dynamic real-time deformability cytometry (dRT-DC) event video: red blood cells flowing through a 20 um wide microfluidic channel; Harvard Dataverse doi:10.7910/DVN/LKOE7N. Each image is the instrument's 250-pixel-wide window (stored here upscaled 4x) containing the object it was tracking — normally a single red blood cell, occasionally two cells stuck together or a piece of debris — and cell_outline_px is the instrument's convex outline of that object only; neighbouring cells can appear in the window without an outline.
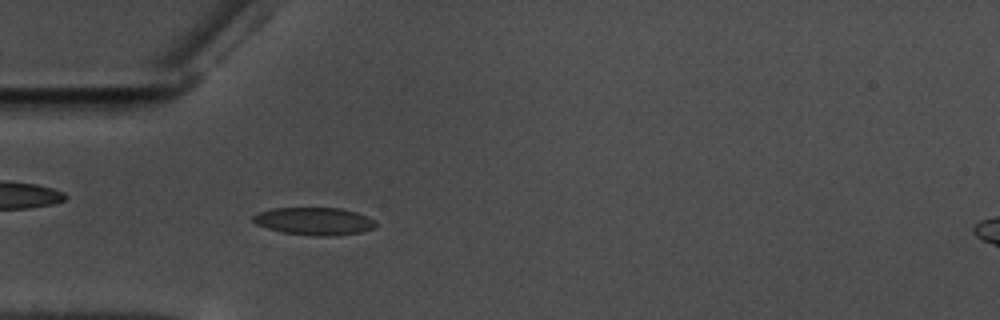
{"species": "common noctule bat (a hibernating species)", "species_latin": "Nyctalus noctula", "temperature_condition": "warm", "stored_images_in_passage": 57, "camera_frame_rate_fps": 3000, "um_per_image_px": 0.085, "animal": {"sex": "male", "body_mass_g": 17.5, "forearm_length_mm": 52.3}, "frame": {"image": 1, "passage_image": 17, "time_ms": 5.333, "image_size_px": [1000, 320], "cell_outline_px": [[376, 228], [360, 232], [336, 236], [316, 236], [284, 232], [268, 228], [256, 224], [252, 220], [252, 216], [260, 212], [272, 208], [340, 208], [356, 212], [372, 220], [376, 224]], "centroid_in_image_um": [26.7, 18.8], "position_along_channel_um": 58.3, "area_um2": 19.54}}
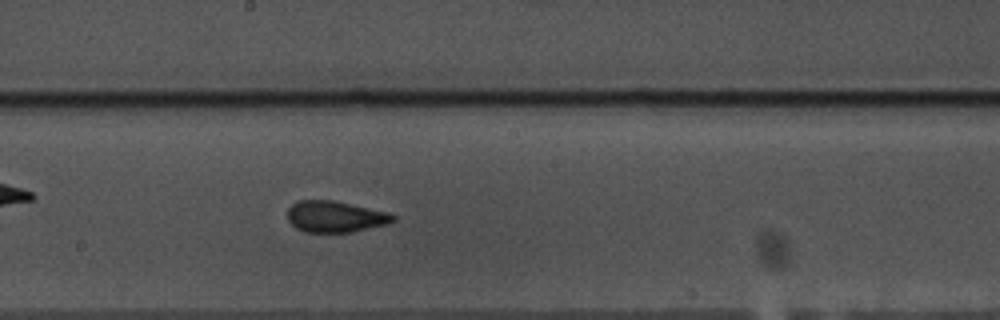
{"frame": {"image": 2, "passage_image": 31, "time_ms": 10.0, "image_size_px": [1000, 320], "cell_outline_px": [[396, 220], [388, 224], [352, 232], [304, 232], [296, 228], [288, 220], [288, 208], [292, 204], [300, 200], [332, 200], [388, 212], [396, 216]], "centroid_in_image_um": [28.5, 18.42], "position_along_channel_um": 219.7, "area_um2": 19.25}}
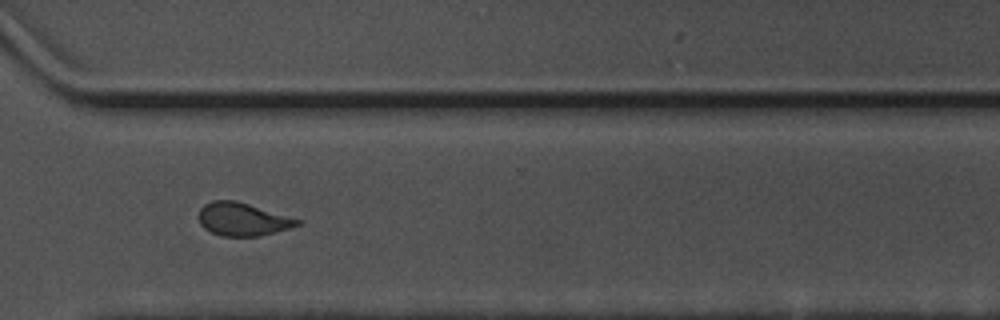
{"frame": {"image": 3, "passage_image": 42, "time_ms": 13.667, "image_size_px": [1000, 320], "cell_outline_px": [[300, 224], [288, 228], [260, 236], [220, 236], [204, 228], [200, 224], [200, 208], [204, 204], [212, 200], [236, 200], [288, 216], [300, 220]], "centroid_in_image_um": [20.58, 18.63], "position_along_channel_um": 350.0, "area_um2": 18.73}, "authors_computed_cell_mechanics": {"area_um2": 19.4786, "velocity_mm_per_s": 3.5496, "shape_relaxation_time_tau1_ms": null, "shape_relaxation_time_tau2_ms": 1.4602, "deformation_change_tau1": null, "deformation_change_tau2": 0.0838}}